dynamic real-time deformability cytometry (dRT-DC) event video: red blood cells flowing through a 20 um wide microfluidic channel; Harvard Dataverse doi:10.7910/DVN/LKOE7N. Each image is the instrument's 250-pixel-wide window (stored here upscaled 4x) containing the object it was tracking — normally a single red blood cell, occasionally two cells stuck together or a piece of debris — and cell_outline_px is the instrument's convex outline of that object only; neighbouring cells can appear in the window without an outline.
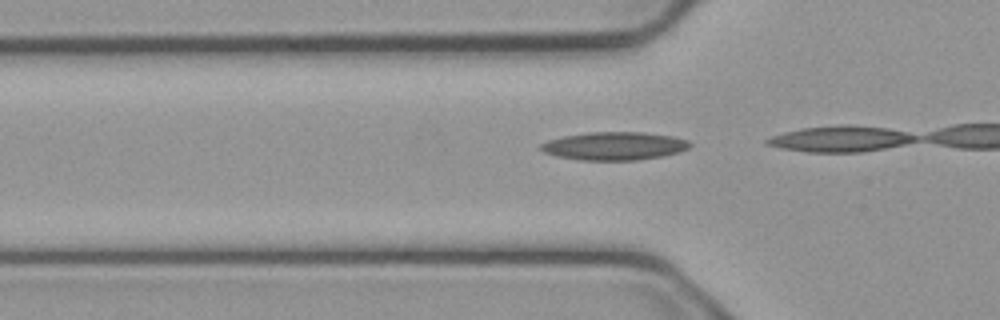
{"species": "common noctule bat (a hibernating species)", "species_latin": "Nyctalus noctula", "temperature_condition": "cold", "stored_images_in_passage": 5, "camera_frame_rate_fps": 3000, "um_per_image_px": 0.085, "animal": {"sex": "male", "body_mass_g": 23.1, "forearm_length_mm": 52.7}, "frame": {"image": 1, "passage_image": 2, "time_ms": 0.333, "image_size_px": [1000, 320], "cell_outline_px": [[692, 144], [688, 148], [680, 152], [660, 156], [636, 160], [580, 160], [556, 156], [544, 152], [540, 148], [540, 144], [548, 140], [564, 136], [588, 132], [644, 132], [672, 136], [688, 140]], "centroid_in_image_um": [52.21, 12.4], "position_along_channel_um": 73.6, "area_um2": 24.39}}